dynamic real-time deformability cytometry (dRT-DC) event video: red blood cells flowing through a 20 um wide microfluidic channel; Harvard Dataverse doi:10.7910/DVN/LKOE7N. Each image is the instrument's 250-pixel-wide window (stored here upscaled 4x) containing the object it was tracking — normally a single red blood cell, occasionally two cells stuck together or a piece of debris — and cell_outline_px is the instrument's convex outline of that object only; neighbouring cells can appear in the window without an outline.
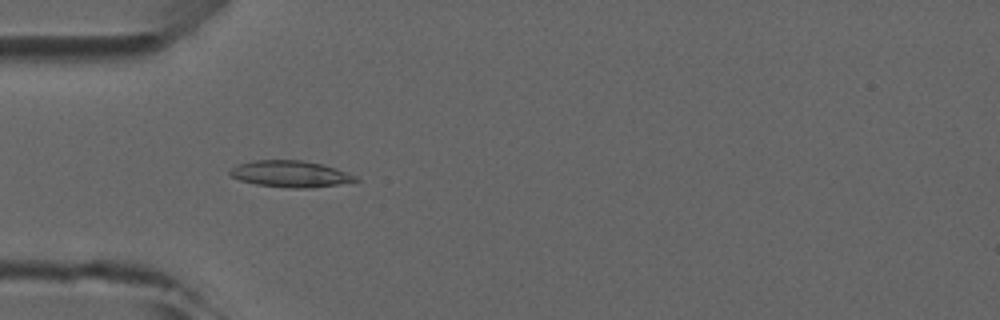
{"species": "common noctule bat (a hibernating species)", "species_latin": "Nyctalus noctula", "temperature_condition": "room temperature", "stored_images_in_passage": 6, "camera_frame_rate_fps": 3000, "um_per_image_px": 0.085, "animal": {"sex": "male", "forearm_length_mm": 52.5}, "frame": {"image": 1, "passage_image": 5, "time_ms": 4.667, "image_size_px": [1000, 320], "cell_outline_px": [[360, 180], [312, 188], [288, 188], [256, 184], [240, 180], [232, 176], [228, 172], [236, 164], [252, 160], [304, 160], [324, 164], [336, 168], [356, 176]], "centroid_in_image_um": [24.66, 14.77], "position_along_channel_um": 60.3, "area_um2": 19.42}}
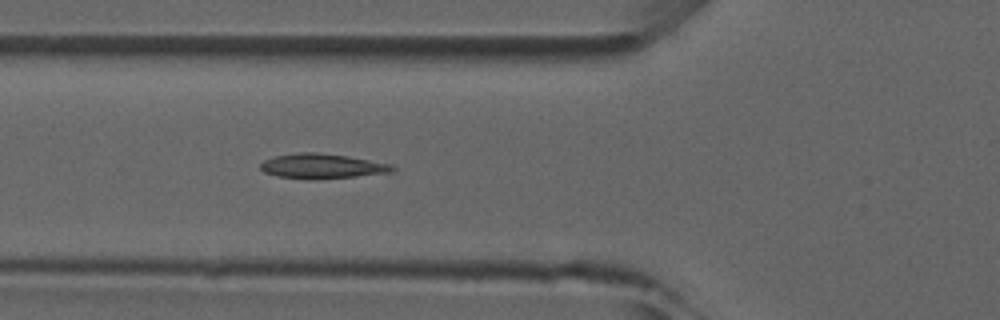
{"frame": {"image": 2, "passage_image": 6, "time_ms": 5.667, "image_size_px": [1000, 320], "cell_outline_px": [[396, 168], [392, 172], [356, 176], [312, 180], [308, 180], [276, 176], [264, 172], [260, 168], [260, 164], [264, 160], [276, 156], [300, 152], [316, 152], [348, 156], [392, 164]], "centroid_in_image_um": [27.37, 14.13], "position_along_channel_um": 98.4, "area_um2": 19.19}}